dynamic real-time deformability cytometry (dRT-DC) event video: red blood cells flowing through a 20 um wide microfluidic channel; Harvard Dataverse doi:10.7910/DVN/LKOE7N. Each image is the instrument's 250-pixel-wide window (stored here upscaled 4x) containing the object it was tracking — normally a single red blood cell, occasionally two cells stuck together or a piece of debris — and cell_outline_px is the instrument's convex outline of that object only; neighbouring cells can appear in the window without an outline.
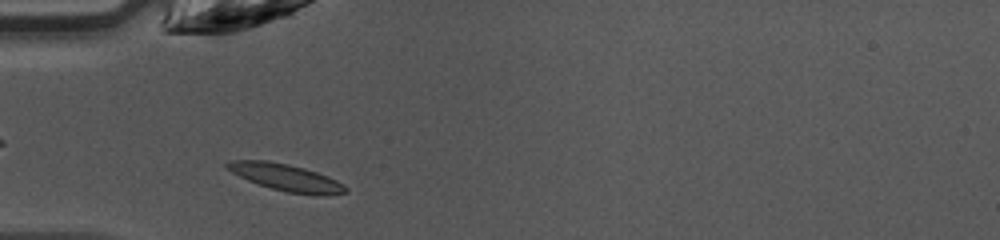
{"species": "common noctule bat (a hibernating species)", "species_latin": "Nyctalus noctula", "temperature_condition": "warm", "stored_images_in_passage": 31, "camera_frame_rate_fps": 3000, "um_per_image_px": 0.085, "animal": {"sex": "female", "body_mass_g": 10.0, "forearm_length_mm": 53.1}, "frame": {"image": 1, "passage_image": 2, "time_ms": 0.333, "image_size_px": [1000, 240], "cell_outline_px": [[348, 192], [328, 196], [324, 196], [288, 192], [272, 188], [248, 180], [232, 172], [224, 164], [228, 160], [268, 160], [288, 164], [304, 168], [328, 176], [344, 184], [348, 188]], "centroid_in_image_um": [24.36, 15.08], "position_along_channel_um": 60.6, "area_um2": 18.55}}
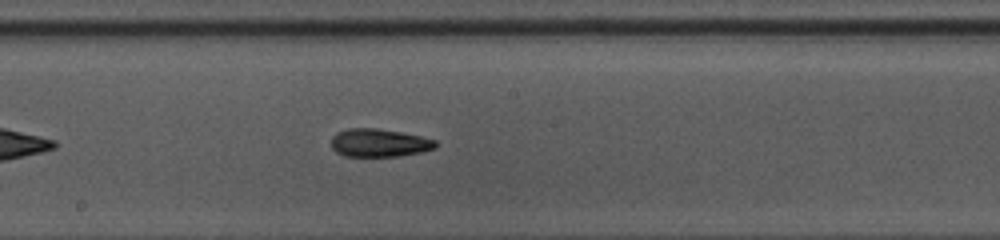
{"frame": {"image": 2, "passage_image": 13, "time_ms": 4.0, "image_size_px": [1000, 240], "cell_outline_px": [[436, 148], [424, 152], [400, 156], [344, 156], [336, 152], [332, 148], [332, 136], [336, 132], [348, 128], [376, 128], [400, 132], [420, 136], [436, 140]], "centroid_in_image_um": [32.23, 12.14], "position_along_channel_um": 216.0, "area_um2": 17.17}}
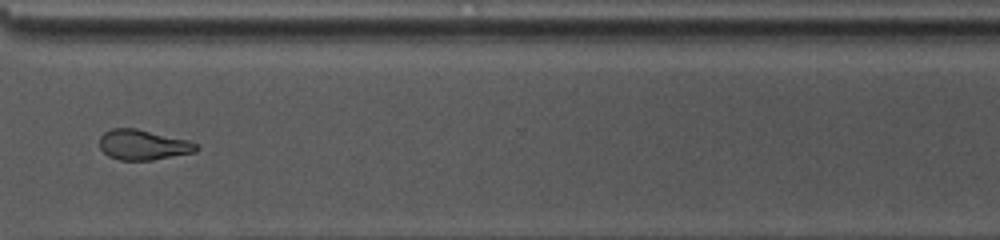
{"frame": {"image": 3, "passage_image": 23, "time_ms": 7.333, "image_size_px": [1000, 240], "cell_outline_px": [[200, 148], [196, 152], [152, 160], [120, 160], [108, 156], [100, 148], [100, 136], [104, 132], [112, 128], [136, 128], [188, 140], [196, 144]], "centroid_in_image_um": [12.16, 12.31], "position_along_channel_um": 358.4, "area_um2": 17.05}, "authors_computed_cell_mechanics": {"area_um2": 17.051, "velocity_mm_per_s": 4.2875, "shape_relaxation_time_tau1_ms": 3.4654, "shape_relaxation_time_tau2_ms": 6.8203, "deformation_change_tau1": 0.1394, "deformation_change_tau2": 0.1201}}